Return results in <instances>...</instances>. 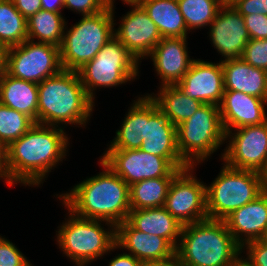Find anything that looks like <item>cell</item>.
Instances as JSON below:
<instances>
[{"label":"cell","mask_w":267,"mask_h":266,"mask_svg":"<svg viewBox=\"0 0 267 266\" xmlns=\"http://www.w3.org/2000/svg\"><path fill=\"white\" fill-rule=\"evenodd\" d=\"M109 5L106 0H64V8L81 13L82 16L100 13Z\"/></svg>","instance_id":"e575fe53"},{"label":"cell","mask_w":267,"mask_h":266,"mask_svg":"<svg viewBox=\"0 0 267 266\" xmlns=\"http://www.w3.org/2000/svg\"><path fill=\"white\" fill-rule=\"evenodd\" d=\"M222 167L210 186L206 185L208 219L224 220L264 192L259 172L232 168L225 162Z\"/></svg>","instance_id":"52a82bcc"},{"label":"cell","mask_w":267,"mask_h":266,"mask_svg":"<svg viewBox=\"0 0 267 266\" xmlns=\"http://www.w3.org/2000/svg\"><path fill=\"white\" fill-rule=\"evenodd\" d=\"M114 10L113 3L100 13L83 16L69 30L65 26L60 47V61L64 70L78 71L115 36Z\"/></svg>","instance_id":"5b68a950"},{"label":"cell","mask_w":267,"mask_h":266,"mask_svg":"<svg viewBox=\"0 0 267 266\" xmlns=\"http://www.w3.org/2000/svg\"><path fill=\"white\" fill-rule=\"evenodd\" d=\"M209 26L211 44L225 60L242 56L250 37L244 17L233 6L223 4Z\"/></svg>","instance_id":"2e32d148"},{"label":"cell","mask_w":267,"mask_h":266,"mask_svg":"<svg viewBox=\"0 0 267 266\" xmlns=\"http://www.w3.org/2000/svg\"><path fill=\"white\" fill-rule=\"evenodd\" d=\"M163 37H185L188 29L177 0H136Z\"/></svg>","instance_id":"d4e9b609"},{"label":"cell","mask_w":267,"mask_h":266,"mask_svg":"<svg viewBox=\"0 0 267 266\" xmlns=\"http://www.w3.org/2000/svg\"><path fill=\"white\" fill-rule=\"evenodd\" d=\"M134 229L165 238L175 249L182 225L164 208L130 210L127 220Z\"/></svg>","instance_id":"603a6c76"},{"label":"cell","mask_w":267,"mask_h":266,"mask_svg":"<svg viewBox=\"0 0 267 266\" xmlns=\"http://www.w3.org/2000/svg\"><path fill=\"white\" fill-rule=\"evenodd\" d=\"M60 47L30 40L7 48L6 72L19 79L36 84L62 70Z\"/></svg>","instance_id":"30bf717a"},{"label":"cell","mask_w":267,"mask_h":266,"mask_svg":"<svg viewBox=\"0 0 267 266\" xmlns=\"http://www.w3.org/2000/svg\"><path fill=\"white\" fill-rule=\"evenodd\" d=\"M233 7L242 15H267V0H239Z\"/></svg>","instance_id":"74e56055"},{"label":"cell","mask_w":267,"mask_h":266,"mask_svg":"<svg viewBox=\"0 0 267 266\" xmlns=\"http://www.w3.org/2000/svg\"><path fill=\"white\" fill-rule=\"evenodd\" d=\"M141 261L131 254L123 253L115 256L108 266H140Z\"/></svg>","instance_id":"ab89813d"},{"label":"cell","mask_w":267,"mask_h":266,"mask_svg":"<svg viewBox=\"0 0 267 266\" xmlns=\"http://www.w3.org/2000/svg\"><path fill=\"white\" fill-rule=\"evenodd\" d=\"M34 124L35 122L26 114L0 104V142L6 148Z\"/></svg>","instance_id":"1f68e13d"},{"label":"cell","mask_w":267,"mask_h":266,"mask_svg":"<svg viewBox=\"0 0 267 266\" xmlns=\"http://www.w3.org/2000/svg\"><path fill=\"white\" fill-rule=\"evenodd\" d=\"M261 180L263 184L264 191H267V163L264 169L260 172Z\"/></svg>","instance_id":"f6af8a7d"},{"label":"cell","mask_w":267,"mask_h":266,"mask_svg":"<svg viewBox=\"0 0 267 266\" xmlns=\"http://www.w3.org/2000/svg\"><path fill=\"white\" fill-rule=\"evenodd\" d=\"M174 177L145 179L130 186L131 210L163 207Z\"/></svg>","instance_id":"f1b7e54d"},{"label":"cell","mask_w":267,"mask_h":266,"mask_svg":"<svg viewBox=\"0 0 267 266\" xmlns=\"http://www.w3.org/2000/svg\"><path fill=\"white\" fill-rule=\"evenodd\" d=\"M267 100L237 91H224L219 111L225 132L267 121Z\"/></svg>","instance_id":"d6986e66"},{"label":"cell","mask_w":267,"mask_h":266,"mask_svg":"<svg viewBox=\"0 0 267 266\" xmlns=\"http://www.w3.org/2000/svg\"><path fill=\"white\" fill-rule=\"evenodd\" d=\"M140 266H180L176 255L173 258L162 261H145Z\"/></svg>","instance_id":"7bdbcfd3"},{"label":"cell","mask_w":267,"mask_h":266,"mask_svg":"<svg viewBox=\"0 0 267 266\" xmlns=\"http://www.w3.org/2000/svg\"><path fill=\"white\" fill-rule=\"evenodd\" d=\"M230 266H251L244 258L239 257L234 263Z\"/></svg>","instance_id":"bcb514c9"},{"label":"cell","mask_w":267,"mask_h":266,"mask_svg":"<svg viewBox=\"0 0 267 266\" xmlns=\"http://www.w3.org/2000/svg\"><path fill=\"white\" fill-rule=\"evenodd\" d=\"M244 248L247 250V258L245 260L251 266H267V245L259 240H253L241 247V249Z\"/></svg>","instance_id":"d590c367"},{"label":"cell","mask_w":267,"mask_h":266,"mask_svg":"<svg viewBox=\"0 0 267 266\" xmlns=\"http://www.w3.org/2000/svg\"><path fill=\"white\" fill-rule=\"evenodd\" d=\"M133 9L121 19V24L114 30V35L128 51L140 62L147 58L162 36L150 19L148 13L137 1H124Z\"/></svg>","instance_id":"9a60e30c"},{"label":"cell","mask_w":267,"mask_h":266,"mask_svg":"<svg viewBox=\"0 0 267 266\" xmlns=\"http://www.w3.org/2000/svg\"><path fill=\"white\" fill-rule=\"evenodd\" d=\"M225 91H237L267 100V71L248 64L241 57L221 60Z\"/></svg>","instance_id":"7402d4cb"},{"label":"cell","mask_w":267,"mask_h":266,"mask_svg":"<svg viewBox=\"0 0 267 266\" xmlns=\"http://www.w3.org/2000/svg\"><path fill=\"white\" fill-rule=\"evenodd\" d=\"M244 21L250 39H267V15H245Z\"/></svg>","instance_id":"8d00e7d4"},{"label":"cell","mask_w":267,"mask_h":266,"mask_svg":"<svg viewBox=\"0 0 267 266\" xmlns=\"http://www.w3.org/2000/svg\"><path fill=\"white\" fill-rule=\"evenodd\" d=\"M38 124L85 127L94 101L82 85L78 71L62 69L38 84Z\"/></svg>","instance_id":"3957f363"},{"label":"cell","mask_w":267,"mask_h":266,"mask_svg":"<svg viewBox=\"0 0 267 266\" xmlns=\"http://www.w3.org/2000/svg\"><path fill=\"white\" fill-rule=\"evenodd\" d=\"M158 94L150 97L157 103L167 119L178 126L203 105L199 100L188 97L177 85H161Z\"/></svg>","instance_id":"484cf974"},{"label":"cell","mask_w":267,"mask_h":266,"mask_svg":"<svg viewBox=\"0 0 267 266\" xmlns=\"http://www.w3.org/2000/svg\"><path fill=\"white\" fill-rule=\"evenodd\" d=\"M239 0H223V4L233 6Z\"/></svg>","instance_id":"c3c4849f"},{"label":"cell","mask_w":267,"mask_h":266,"mask_svg":"<svg viewBox=\"0 0 267 266\" xmlns=\"http://www.w3.org/2000/svg\"><path fill=\"white\" fill-rule=\"evenodd\" d=\"M224 221L241 247L247 242L259 240L267 227V191L233 211Z\"/></svg>","instance_id":"44dd1931"},{"label":"cell","mask_w":267,"mask_h":266,"mask_svg":"<svg viewBox=\"0 0 267 266\" xmlns=\"http://www.w3.org/2000/svg\"><path fill=\"white\" fill-rule=\"evenodd\" d=\"M0 266H32V263L11 241L0 235Z\"/></svg>","instance_id":"836d02e7"},{"label":"cell","mask_w":267,"mask_h":266,"mask_svg":"<svg viewBox=\"0 0 267 266\" xmlns=\"http://www.w3.org/2000/svg\"><path fill=\"white\" fill-rule=\"evenodd\" d=\"M27 40V19L15 8L12 0L0 1V43L6 48Z\"/></svg>","instance_id":"f546056e"},{"label":"cell","mask_w":267,"mask_h":266,"mask_svg":"<svg viewBox=\"0 0 267 266\" xmlns=\"http://www.w3.org/2000/svg\"><path fill=\"white\" fill-rule=\"evenodd\" d=\"M38 84L5 72L0 77V104L29 116L38 123Z\"/></svg>","instance_id":"cb8c5ba5"},{"label":"cell","mask_w":267,"mask_h":266,"mask_svg":"<svg viewBox=\"0 0 267 266\" xmlns=\"http://www.w3.org/2000/svg\"><path fill=\"white\" fill-rule=\"evenodd\" d=\"M139 62L116 37H112L106 45L78 70L82 85L89 97L94 101L97 87H118L136 79Z\"/></svg>","instance_id":"9c48e42d"},{"label":"cell","mask_w":267,"mask_h":266,"mask_svg":"<svg viewBox=\"0 0 267 266\" xmlns=\"http://www.w3.org/2000/svg\"><path fill=\"white\" fill-rule=\"evenodd\" d=\"M186 39L163 37L149 54L162 85H176L189 71L194 59L188 55Z\"/></svg>","instance_id":"ac0fdd59"},{"label":"cell","mask_w":267,"mask_h":266,"mask_svg":"<svg viewBox=\"0 0 267 266\" xmlns=\"http://www.w3.org/2000/svg\"><path fill=\"white\" fill-rule=\"evenodd\" d=\"M0 178L8 184V171L6 168V147L0 142Z\"/></svg>","instance_id":"b9f144b4"},{"label":"cell","mask_w":267,"mask_h":266,"mask_svg":"<svg viewBox=\"0 0 267 266\" xmlns=\"http://www.w3.org/2000/svg\"><path fill=\"white\" fill-rule=\"evenodd\" d=\"M241 58L253 67L267 71V39H250Z\"/></svg>","instance_id":"d6a6232c"},{"label":"cell","mask_w":267,"mask_h":266,"mask_svg":"<svg viewBox=\"0 0 267 266\" xmlns=\"http://www.w3.org/2000/svg\"><path fill=\"white\" fill-rule=\"evenodd\" d=\"M42 9L61 13L64 8V0H41Z\"/></svg>","instance_id":"60d3db41"},{"label":"cell","mask_w":267,"mask_h":266,"mask_svg":"<svg viewBox=\"0 0 267 266\" xmlns=\"http://www.w3.org/2000/svg\"><path fill=\"white\" fill-rule=\"evenodd\" d=\"M101 160L129 186L145 179L175 177L185 169L175 168L166 158L141 149L106 150Z\"/></svg>","instance_id":"7c38bea8"},{"label":"cell","mask_w":267,"mask_h":266,"mask_svg":"<svg viewBox=\"0 0 267 266\" xmlns=\"http://www.w3.org/2000/svg\"><path fill=\"white\" fill-rule=\"evenodd\" d=\"M109 4H113L114 0H106ZM122 1H136V0H122Z\"/></svg>","instance_id":"681fc988"},{"label":"cell","mask_w":267,"mask_h":266,"mask_svg":"<svg viewBox=\"0 0 267 266\" xmlns=\"http://www.w3.org/2000/svg\"><path fill=\"white\" fill-rule=\"evenodd\" d=\"M263 244L267 245V227L262 235V237L259 239Z\"/></svg>","instance_id":"7dc6e473"},{"label":"cell","mask_w":267,"mask_h":266,"mask_svg":"<svg viewBox=\"0 0 267 266\" xmlns=\"http://www.w3.org/2000/svg\"><path fill=\"white\" fill-rule=\"evenodd\" d=\"M176 131L180 157L191 167L209 158L226 140L219 106L213 104H203Z\"/></svg>","instance_id":"ba28073f"},{"label":"cell","mask_w":267,"mask_h":266,"mask_svg":"<svg viewBox=\"0 0 267 266\" xmlns=\"http://www.w3.org/2000/svg\"><path fill=\"white\" fill-rule=\"evenodd\" d=\"M176 85L190 98L219 106L225 91L221 60L212 63L194 59L189 71Z\"/></svg>","instance_id":"e0dca14e"},{"label":"cell","mask_w":267,"mask_h":266,"mask_svg":"<svg viewBox=\"0 0 267 266\" xmlns=\"http://www.w3.org/2000/svg\"><path fill=\"white\" fill-rule=\"evenodd\" d=\"M140 149L166 158L175 168L189 167L180 157L176 126L167 119L149 94L144 95V128Z\"/></svg>","instance_id":"5bb4252c"},{"label":"cell","mask_w":267,"mask_h":266,"mask_svg":"<svg viewBox=\"0 0 267 266\" xmlns=\"http://www.w3.org/2000/svg\"><path fill=\"white\" fill-rule=\"evenodd\" d=\"M193 169H182L173 178L163 206L182 226L208 219L206 184L193 176Z\"/></svg>","instance_id":"8fae6325"},{"label":"cell","mask_w":267,"mask_h":266,"mask_svg":"<svg viewBox=\"0 0 267 266\" xmlns=\"http://www.w3.org/2000/svg\"><path fill=\"white\" fill-rule=\"evenodd\" d=\"M242 252L225 221L213 219L183 225L175 249L180 266H230Z\"/></svg>","instance_id":"277c9868"},{"label":"cell","mask_w":267,"mask_h":266,"mask_svg":"<svg viewBox=\"0 0 267 266\" xmlns=\"http://www.w3.org/2000/svg\"><path fill=\"white\" fill-rule=\"evenodd\" d=\"M6 52L7 48L0 43V77L6 72Z\"/></svg>","instance_id":"ee69618b"},{"label":"cell","mask_w":267,"mask_h":266,"mask_svg":"<svg viewBox=\"0 0 267 266\" xmlns=\"http://www.w3.org/2000/svg\"><path fill=\"white\" fill-rule=\"evenodd\" d=\"M117 249H127L141 262L162 261L175 256V248L163 237L134 229L127 221L116 226Z\"/></svg>","instance_id":"ffe728a7"},{"label":"cell","mask_w":267,"mask_h":266,"mask_svg":"<svg viewBox=\"0 0 267 266\" xmlns=\"http://www.w3.org/2000/svg\"><path fill=\"white\" fill-rule=\"evenodd\" d=\"M188 31L209 26L223 5L222 0H177Z\"/></svg>","instance_id":"4dcf8cb0"},{"label":"cell","mask_w":267,"mask_h":266,"mask_svg":"<svg viewBox=\"0 0 267 266\" xmlns=\"http://www.w3.org/2000/svg\"><path fill=\"white\" fill-rule=\"evenodd\" d=\"M69 218L56 231L61 251L77 266H85L105 253L113 251L116 245V226L105 229L103 220L87 219L75 215L68 209Z\"/></svg>","instance_id":"8992f818"},{"label":"cell","mask_w":267,"mask_h":266,"mask_svg":"<svg viewBox=\"0 0 267 266\" xmlns=\"http://www.w3.org/2000/svg\"><path fill=\"white\" fill-rule=\"evenodd\" d=\"M226 140L229 145L221 158L228 166L259 173L264 169L267 163V121L236 128L233 133L228 131Z\"/></svg>","instance_id":"4fadbf2b"},{"label":"cell","mask_w":267,"mask_h":266,"mask_svg":"<svg viewBox=\"0 0 267 266\" xmlns=\"http://www.w3.org/2000/svg\"><path fill=\"white\" fill-rule=\"evenodd\" d=\"M100 164L102 172L78 183L58 198L79 217L103 220L108 227L117 226L127 220L131 210L130 186L101 159Z\"/></svg>","instance_id":"7a4b0ae2"},{"label":"cell","mask_w":267,"mask_h":266,"mask_svg":"<svg viewBox=\"0 0 267 266\" xmlns=\"http://www.w3.org/2000/svg\"><path fill=\"white\" fill-rule=\"evenodd\" d=\"M68 139L62 126L35 123L6 148L8 185L39 186L67 155Z\"/></svg>","instance_id":"6da1fadb"},{"label":"cell","mask_w":267,"mask_h":266,"mask_svg":"<svg viewBox=\"0 0 267 266\" xmlns=\"http://www.w3.org/2000/svg\"><path fill=\"white\" fill-rule=\"evenodd\" d=\"M15 8L26 18L42 9L41 0H12Z\"/></svg>","instance_id":"f35d334b"},{"label":"cell","mask_w":267,"mask_h":266,"mask_svg":"<svg viewBox=\"0 0 267 266\" xmlns=\"http://www.w3.org/2000/svg\"><path fill=\"white\" fill-rule=\"evenodd\" d=\"M65 26L61 13L41 9L27 19V39L61 47Z\"/></svg>","instance_id":"4316f807"},{"label":"cell","mask_w":267,"mask_h":266,"mask_svg":"<svg viewBox=\"0 0 267 266\" xmlns=\"http://www.w3.org/2000/svg\"><path fill=\"white\" fill-rule=\"evenodd\" d=\"M121 129L111 141L108 150L140 149L143 141L144 128V95L132 104L125 115Z\"/></svg>","instance_id":"83f0119b"}]
</instances>
